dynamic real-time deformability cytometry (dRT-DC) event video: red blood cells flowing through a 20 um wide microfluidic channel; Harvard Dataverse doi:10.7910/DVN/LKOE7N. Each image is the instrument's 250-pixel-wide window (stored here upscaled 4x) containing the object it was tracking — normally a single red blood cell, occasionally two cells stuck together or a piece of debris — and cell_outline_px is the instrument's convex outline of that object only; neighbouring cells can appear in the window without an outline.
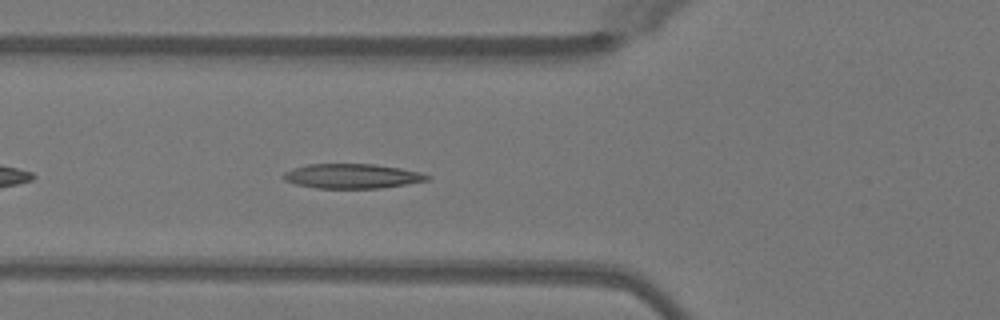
{"species": "Egyptian fruit bat (a non-hibernating species)", "species_latin": "Rousettus aegyptiacus", "temperature_condition": "warm", "stored_images_in_passage": 39, "camera_frame_rate_fps": 3000, "um_per_image_px": 0.085, "animal": {"sex": "female"}, "frame": {"image": 1, "passage_image": 6, "time_ms": 1.667, "image_size_px": [1000, 320], "cell_outline_px": [[432, 176], [428, 180], [380, 188], [316, 188], [296, 184], [284, 180], [284, 172], [292, 168], [308, 164], [372, 164], [400, 168], [420, 172]], "centroid_in_image_um": [29.91, 14.96], "position_along_channel_um": 95.9, "area_um2": 20.46}}
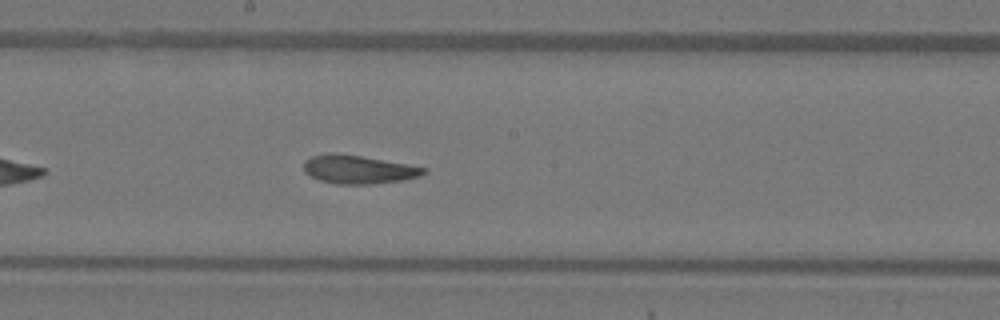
{"frame": {"image": 2, "passage_image": 15, "time_ms": 4.667, "image_size_px": [1000, 320], "cell_outline_px": [[428, 172], [420, 176], [400, 180], [368, 184], [336, 184], [320, 180], [304, 172], [304, 160], [308, 156], [328, 152], [336, 152], [360, 156], [428, 168]], "centroid_in_image_um": [30.41, 14.38], "position_along_channel_um": 217.8, "area_um2": 19.88}}
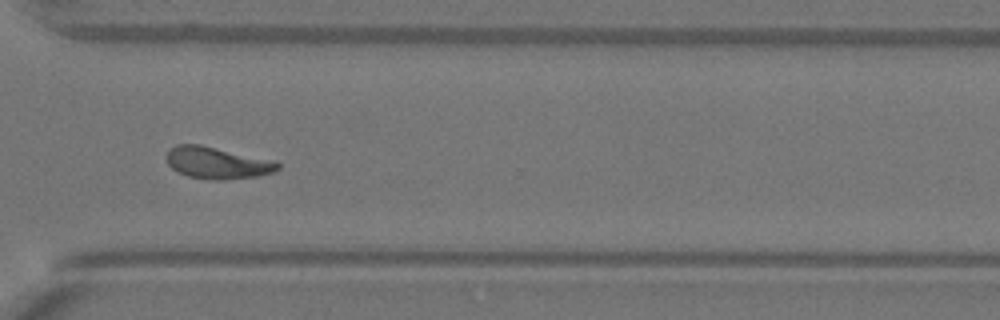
{"frame": {"image": 3, "passage_image": 25, "time_ms": 8.0, "image_size_px": [1000, 320], "cell_outline_px": [[280, 168], [272, 172], [256, 176], [224, 180], [212, 180], [188, 176], [172, 168], [168, 164], [168, 148], [176, 144], [200, 144], [280, 164]], "centroid_in_image_um": [18.36, 13.85], "position_along_channel_um": 352.2, "area_um2": 19.83}, "authors_computed_cell_mechanics": {"area_um2": 19.8832, "velocity_mm_per_s": 4.0438, "shape_relaxation_time_tau1_ms": 7.3298, "shape_relaxation_time_tau2_ms": 1.8809, "deformation_change_tau1": 0.2237, "deformation_change_tau2": 0.089}}